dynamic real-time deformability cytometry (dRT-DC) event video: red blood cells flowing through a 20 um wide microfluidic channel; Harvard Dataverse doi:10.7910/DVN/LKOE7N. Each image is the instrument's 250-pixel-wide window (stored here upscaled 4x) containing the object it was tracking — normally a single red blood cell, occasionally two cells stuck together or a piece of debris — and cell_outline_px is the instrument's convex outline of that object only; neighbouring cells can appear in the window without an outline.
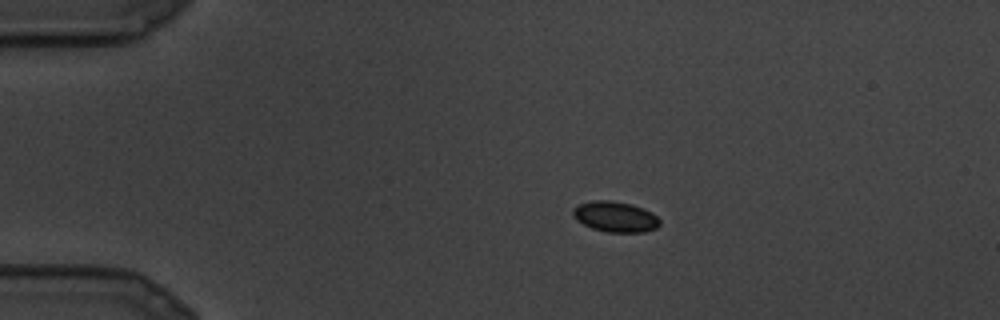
{"species": "common noctule bat (a hibernating species)", "species_latin": "Nyctalus noctula", "temperature_condition": "cold", "stored_images_in_passage": 9, "camera_frame_rate_fps": 3000, "um_per_image_px": 0.085, "animal": {"sex": "male", "body_mass_g": 19.5, "forearm_length_mm": 54.6}, "frame": {"image": 1, "passage_image": 6, "time_ms": 1.667, "image_size_px": [1000, 320], "cell_outline_px": [[660, 224], [656, 228], [644, 232], [608, 232], [592, 228], [576, 220], [572, 216], [572, 208], [580, 204], [592, 200], [608, 200], [632, 204], [652, 212], [660, 220]], "centroid_in_image_um": [52.28, 18.42], "position_along_channel_um": 32.7, "area_um2": 15.49}}